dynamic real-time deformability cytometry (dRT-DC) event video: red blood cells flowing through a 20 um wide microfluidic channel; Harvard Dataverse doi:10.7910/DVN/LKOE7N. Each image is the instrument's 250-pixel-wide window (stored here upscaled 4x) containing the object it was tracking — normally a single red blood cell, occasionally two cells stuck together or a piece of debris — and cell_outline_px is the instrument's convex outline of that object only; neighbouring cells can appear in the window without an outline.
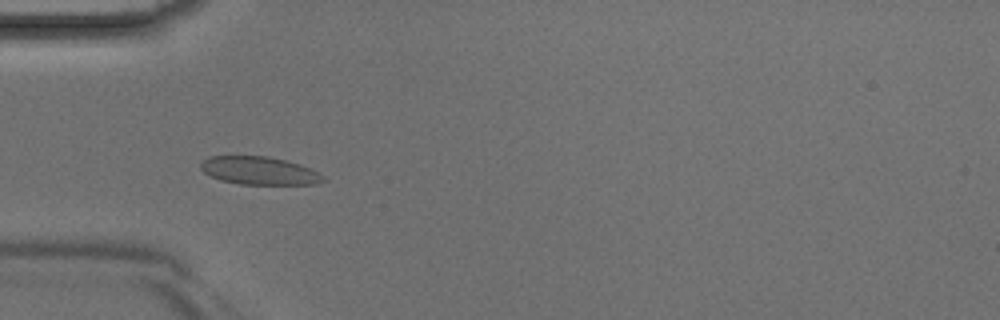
{"species": "Egyptian fruit bat (a non-hibernating species)", "species_latin": "Rousettus aegyptiacus", "temperature_condition": "room temperature", "stored_images_in_passage": 43, "camera_frame_rate_fps": 3000, "um_per_image_px": 0.085, "animal": {"sex": "male"}, "frame": {"image": 1, "passage_image": 13, "time_ms": 4.0, "image_size_px": [1000, 320], "cell_outline_px": [[328, 180], [320, 184], [240, 184], [220, 180], [204, 172], [200, 168], [200, 164], [208, 156], [268, 156], [288, 160], [300, 164], [320, 172]], "centroid_in_image_um": [22.1, 14.5], "position_along_channel_um": 62.9, "area_um2": 20.23}}
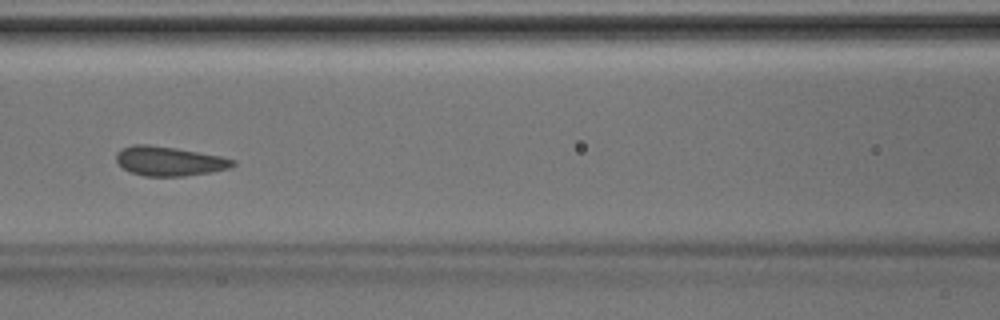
{"frame": {"image": 2, "passage_image": 19, "time_ms": 6.0, "image_size_px": [1000, 320], "cell_outline_px": [[236, 164], [232, 168], [212, 172], [184, 176], [144, 176], [132, 172], [124, 168], [116, 160], [116, 152], [120, 148], [132, 144], [148, 144], [176, 148], [220, 156], [236, 160]], "centroid_in_image_um": [14.4, 13.69], "position_along_channel_um": 152.2, "area_um2": 20.06}}